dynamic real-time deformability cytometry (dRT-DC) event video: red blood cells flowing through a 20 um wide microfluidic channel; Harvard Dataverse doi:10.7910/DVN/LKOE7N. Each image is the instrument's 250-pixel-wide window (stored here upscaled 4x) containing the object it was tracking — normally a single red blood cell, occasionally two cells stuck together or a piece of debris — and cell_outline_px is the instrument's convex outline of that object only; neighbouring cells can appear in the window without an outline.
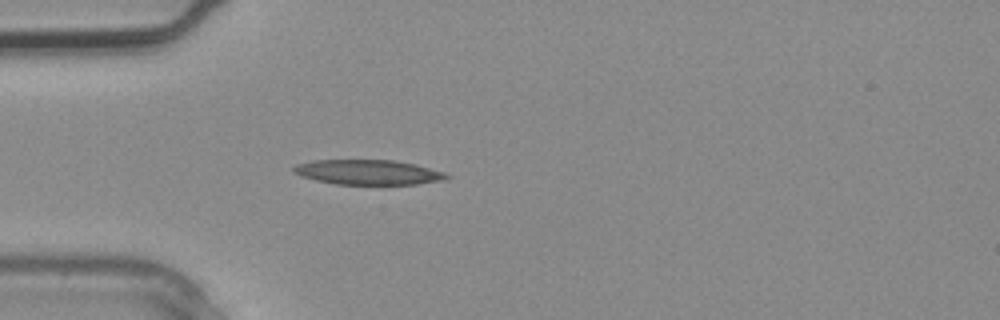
{"species": "common noctule bat (a hibernating species)", "species_latin": "Nyctalus noctula", "temperature_condition": "warm", "stored_images_in_passage": 1, "camera_frame_rate_fps": 3000, "um_per_image_px": 0.085, "animal": {"sex": "male", "body_mass_g": 20.4}, "frame": {"image": 1, "passage_image": 1, "time_ms": 0.0, "image_size_px": [1000, 320], "cell_outline_px": [[452, 176], [444, 180], [416, 184], [336, 184], [316, 180], [300, 176], [292, 172], [292, 168], [296, 164], [312, 160], [392, 160], [416, 164], [444, 172]], "centroid_in_image_um": [31.27, 14.63], "position_along_channel_um": 53.7, "area_um2": 22.25}}